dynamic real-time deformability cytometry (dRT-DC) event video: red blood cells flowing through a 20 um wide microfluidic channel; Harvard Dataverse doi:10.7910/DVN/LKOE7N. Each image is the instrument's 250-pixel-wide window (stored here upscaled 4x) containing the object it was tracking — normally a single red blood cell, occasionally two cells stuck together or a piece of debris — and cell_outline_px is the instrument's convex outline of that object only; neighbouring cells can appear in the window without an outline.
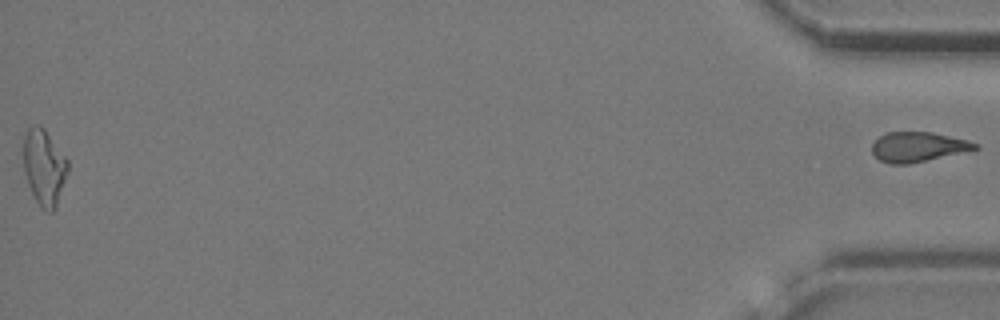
{"species": "common noctule bat (a hibernating species)", "species_latin": "Nyctalus noctula", "temperature_condition": "cold", "stored_images_in_passage": 44, "segment_of_instrument_passage": [2, 2], "camera_frame_rate_fps": 3000, "um_per_image_px": 0.085, "animal": {"sex": "female", "body_mass_g": 24.6, "forearm_length_mm": 56.2}, "frame": {"image": 1, "passage_image": 44, "time_ms": 14.333, "image_size_px": [1000, 320], "cell_outline_px": [[980, 148], [908, 164], [892, 164], [880, 160], [872, 152], [872, 144], [880, 136], [888, 132], [932, 132], [968, 140], [980, 144]], "centroid_in_image_um": [78.04, 12.47], "position_along_channel_um": 357.2, "area_um2": 17.69}}